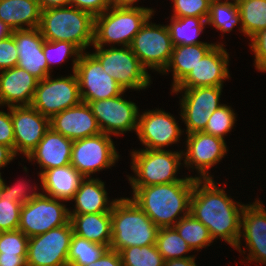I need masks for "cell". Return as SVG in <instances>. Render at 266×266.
Listing matches in <instances>:
<instances>
[{
    "mask_svg": "<svg viewBox=\"0 0 266 266\" xmlns=\"http://www.w3.org/2000/svg\"><path fill=\"white\" fill-rule=\"evenodd\" d=\"M10 112L0 111V144L10 147L14 151V129Z\"/></svg>",
    "mask_w": 266,
    "mask_h": 266,
    "instance_id": "cell-45",
    "label": "cell"
},
{
    "mask_svg": "<svg viewBox=\"0 0 266 266\" xmlns=\"http://www.w3.org/2000/svg\"><path fill=\"white\" fill-rule=\"evenodd\" d=\"M173 11L172 17H200L208 19L210 12V0H172Z\"/></svg>",
    "mask_w": 266,
    "mask_h": 266,
    "instance_id": "cell-40",
    "label": "cell"
},
{
    "mask_svg": "<svg viewBox=\"0 0 266 266\" xmlns=\"http://www.w3.org/2000/svg\"><path fill=\"white\" fill-rule=\"evenodd\" d=\"M11 119L14 129V153L17 155L22 152L28 157L50 129V118L31 105H23L11 106Z\"/></svg>",
    "mask_w": 266,
    "mask_h": 266,
    "instance_id": "cell-16",
    "label": "cell"
},
{
    "mask_svg": "<svg viewBox=\"0 0 266 266\" xmlns=\"http://www.w3.org/2000/svg\"><path fill=\"white\" fill-rule=\"evenodd\" d=\"M86 266H123L120 253L108 249L98 260Z\"/></svg>",
    "mask_w": 266,
    "mask_h": 266,
    "instance_id": "cell-47",
    "label": "cell"
},
{
    "mask_svg": "<svg viewBox=\"0 0 266 266\" xmlns=\"http://www.w3.org/2000/svg\"><path fill=\"white\" fill-rule=\"evenodd\" d=\"M0 73V105H31L39 80L18 66Z\"/></svg>",
    "mask_w": 266,
    "mask_h": 266,
    "instance_id": "cell-23",
    "label": "cell"
},
{
    "mask_svg": "<svg viewBox=\"0 0 266 266\" xmlns=\"http://www.w3.org/2000/svg\"><path fill=\"white\" fill-rule=\"evenodd\" d=\"M241 23V16L239 13L236 0L229 2L211 1L210 12L207 19V24L214 26L216 29L226 33L232 31L235 25Z\"/></svg>",
    "mask_w": 266,
    "mask_h": 266,
    "instance_id": "cell-35",
    "label": "cell"
},
{
    "mask_svg": "<svg viewBox=\"0 0 266 266\" xmlns=\"http://www.w3.org/2000/svg\"><path fill=\"white\" fill-rule=\"evenodd\" d=\"M3 182H4V180L2 179L1 174H0V191H1L2 186H3Z\"/></svg>",
    "mask_w": 266,
    "mask_h": 266,
    "instance_id": "cell-54",
    "label": "cell"
},
{
    "mask_svg": "<svg viewBox=\"0 0 266 266\" xmlns=\"http://www.w3.org/2000/svg\"><path fill=\"white\" fill-rule=\"evenodd\" d=\"M240 238L245 237L249 261L266 265V210L259 200L244 206Z\"/></svg>",
    "mask_w": 266,
    "mask_h": 266,
    "instance_id": "cell-22",
    "label": "cell"
},
{
    "mask_svg": "<svg viewBox=\"0 0 266 266\" xmlns=\"http://www.w3.org/2000/svg\"><path fill=\"white\" fill-rule=\"evenodd\" d=\"M70 222L75 235L110 248L111 213L70 214Z\"/></svg>",
    "mask_w": 266,
    "mask_h": 266,
    "instance_id": "cell-28",
    "label": "cell"
},
{
    "mask_svg": "<svg viewBox=\"0 0 266 266\" xmlns=\"http://www.w3.org/2000/svg\"><path fill=\"white\" fill-rule=\"evenodd\" d=\"M164 266H197L195 263V257L183 258V259H171L164 261Z\"/></svg>",
    "mask_w": 266,
    "mask_h": 266,
    "instance_id": "cell-51",
    "label": "cell"
},
{
    "mask_svg": "<svg viewBox=\"0 0 266 266\" xmlns=\"http://www.w3.org/2000/svg\"><path fill=\"white\" fill-rule=\"evenodd\" d=\"M137 1L139 0H110V4L112 7L118 8H145L140 6H133V4Z\"/></svg>",
    "mask_w": 266,
    "mask_h": 266,
    "instance_id": "cell-52",
    "label": "cell"
},
{
    "mask_svg": "<svg viewBox=\"0 0 266 266\" xmlns=\"http://www.w3.org/2000/svg\"><path fill=\"white\" fill-rule=\"evenodd\" d=\"M70 6L90 13L93 17L101 15L110 6V0H70Z\"/></svg>",
    "mask_w": 266,
    "mask_h": 266,
    "instance_id": "cell-46",
    "label": "cell"
},
{
    "mask_svg": "<svg viewBox=\"0 0 266 266\" xmlns=\"http://www.w3.org/2000/svg\"><path fill=\"white\" fill-rule=\"evenodd\" d=\"M146 149L163 150L164 146L177 143L182 135L174 117L165 111H146L138 117L136 131Z\"/></svg>",
    "mask_w": 266,
    "mask_h": 266,
    "instance_id": "cell-17",
    "label": "cell"
},
{
    "mask_svg": "<svg viewBox=\"0 0 266 266\" xmlns=\"http://www.w3.org/2000/svg\"><path fill=\"white\" fill-rule=\"evenodd\" d=\"M39 30L47 41H66L81 52L94 41V17L73 6L42 10Z\"/></svg>",
    "mask_w": 266,
    "mask_h": 266,
    "instance_id": "cell-4",
    "label": "cell"
},
{
    "mask_svg": "<svg viewBox=\"0 0 266 266\" xmlns=\"http://www.w3.org/2000/svg\"><path fill=\"white\" fill-rule=\"evenodd\" d=\"M192 250H200L213 243L208 228L190 213L173 226Z\"/></svg>",
    "mask_w": 266,
    "mask_h": 266,
    "instance_id": "cell-33",
    "label": "cell"
},
{
    "mask_svg": "<svg viewBox=\"0 0 266 266\" xmlns=\"http://www.w3.org/2000/svg\"><path fill=\"white\" fill-rule=\"evenodd\" d=\"M176 94L184 91L181 100V119L186 124V133L202 132L219 104L222 86L172 89Z\"/></svg>",
    "mask_w": 266,
    "mask_h": 266,
    "instance_id": "cell-14",
    "label": "cell"
},
{
    "mask_svg": "<svg viewBox=\"0 0 266 266\" xmlns=\"http://www.w3.org/2000/svg\"><path fill=\"white\" fill-rule=\"evenodd\" d=\"M43 52L48 64V69L51 70L52 63H62L69 56L75 55L73 59V68L76 69V62L78 61L81 51L72 43L66 41H47L44 40Z\"/></svg>",
    "mask_w": 266,
    "mask_h": 266,
    "instance_id": "cell-37",
    "label": "cell"
},
{
    "mask_svg": "<svg viewBox=\"0 0 266 266\" xmlns=\"http://www.w3.org/2000/svg\"><path fill=\"white\" fill-rule=\"evenodd\" d=\"M96 51L92 53L101 63L107 74L123 88L146 89L150 84V75L140 64L137 56L132 52L130 46H122L120 49L111 47L94 46Z\"/></svg>",
    "mask_w": 266,
    "mask_h": 266,
    "instance_id": "cell-7",
    "label": "cell"
},
{
    "mask_svg": "<svg viewBox=\"0 0 266 266\" xmlns=\"http://www.w3.org/2000/svg\"><path fill=\"white\" fill-rule=\"evenodd\" d=\"M109 248L73 233L67 256L68 266H86L98 260Z\"/></svg>",
    "mask_w": 266,
    "mask_h": 266,
    "instance_id": "cell-32",
    "label": "cell"
},
{
    "mask_svg": "<svg viewBox=\"0 0 266 266\" xmlns=\"http://www.w3.org/2000/svg\"><path fill=\"white\" fill-rule=\"evenodd\" d=\"M118 158L110 135L102 132L72 143L70 164L84 178L90 177L96 171L112 167Z\"/></svg>",
    "mask_w": 266,
    "mask_h": 266,
    "instance_id": "cell-12",
    "label": "cell"
},
{
    "mask_svg": "<svg viewBox=\"0 0 266 266\" xmlns=\"http://www.w3.org/2000/svg\"><path fill=\"white\" fill-rule=\"evenodd\" d=\"M83 53L75 63L82 102L117 97L125 92L115 79L105 72L93 54Z\"/></svg>",
    "mask_w": 266,
    "mask_h": 266,
    "instance_id": "cell-13",
    "label": "cell"
},
{
    "mask_svg": "<svg viewBox=\"0 0 266 266\" xmlns=\"http://www.w3.org/2000/svg\"><path fill=\"white\" fill-rule=\"evenodd\" d=\"M26 186L28 185H25V183L20 182L17 185L15 184V186L9 187L6 185V183L3 182V186L0 191V197H9L11 198L12 202H18L23 205L43 195V193L37 192H33L30 194L27 191L28 188ZM26 192H28L29 194Z\"/></svg>",
    "mask_w": 266,
    "mask_h": 266,
    "instance_id": "cell-43",
    "label": "cell"
},
{
    "mask_svg": "<svg viewBox=\"0 0 266 266\" xmlns=\"http://www.w3.org/2000/svg\"><path fill=\"white\" fill-rule=\"evenodd\" d=\"M156 246L164 261L194 257L183 254L192 251L174 227L159 228Z\"/></svg>",
    "mask_w": 266,
    "mask_h": 266,
    "instance_id": "cell-34",
    "label": "cell"
},
{
    "mask_svg": "<svg viewBox=\"0 0 266 266\" xmlns=\"http://www.w3.org/2000/svg\"><path fill=\"white\" fill-rule=\"evenodd\" d=\"M39 176L45 195L60 201H71L84 179L71 164L45 170Z\"/></svg>",
    "mask_w": 266,
    "mask_h": 266,
    "instance_id": "cell-26",
    "label": "cell"
},
{
    "mask_svg": "<svg viewBox=\"0 0 266 266\" xmlns=\"http://www.w3.org/2000/svg\"><path fill=\"white\" fill-rule=\"evenodd\" d=\"M71 222L28 239L27 266H68Z\"/></svg>",
    "mask_w": 266,
    "mask_h": 266,
    "instance_id": "cell-11",
    "label": "cell"
},
{
    "mask_svg": "<svg viewBox=\"0 0 266 266\" xmlns=\"http://www.w3.org/2000/svg\"><path fill=\"white\" fill-rule=\"evenodd\" d=\"M121 95L88 103L104 134L118 136L133 129L137 131L140 116L138 107L135 103L123 99Z\"/></svg>",
    "mask_w": 266,
    "mask_h": 266,
    "instance_id": "cell-15",
    "label": "cell"
},
{
    "mask_svg": "<svg viewBox=\"0 0 266 266\" xmlns=\"http://www.w3.org/2000/svg\"><path fill=\"white\" fill-rule=\"evenodd\" d=\"M235 119L234 111L224 104L213 112L202 132L224 139L223 136L233 129Z\"/></svg>",
    "mask_w": 266,
    "mask_h": 266,
    "instance_id": "cell-38",
    "label": "cell"
},
{
    "mask_svg": "<svg viewBox=\"0 0 266 266\" xmlns=\"http://www.w3.org/2000/svg\"><path fill=\"white\" fill-rule=\"evenodd\" d=\"M187 150L183 153L184 164L187 167L195 166L200 173L196 179H212L208 169L211 168L227 153L225 140L203 132L187 134ZM185 153V154H184ZM192 164V165H191Z\"/></svg>",
    "mask_w": 266,
    "mask_h": 266,
    "instance_id": "cell-18",
    "label": "cell"
},
{
    "mask_svg": "<svg viewBox=\"0 0 266 266\" xmlns=\"http://www.w3.org/2000/svg\"><path fill=\"white\" fill-rule=\"evenodd\" d=\"M112 239L110 248L120 252L132 246L155 245L159 228L129 198L116 199L111 209Z\"/></svg>",
    "mask_w": 266,
    "mask_h": 266,
    "instance_id": "cell-3",
    "label": "cell"
},
{
    "mask_svg": "<svg viewBox=\"0 0 266 266\" xmlns=\"http://www.w3.org/2000/svg\"><path fill=\"white\" fill-rule=\"evenodd\" d=\"M123 266H164V259L155 245L132 246L120 252Z\"/></svg>",
    "mask_w": 266,
    "mask_h": 266,
    "instance_id": "cell-36",
    "label": "cell"
},
{
    "mask_svg": "<svg viewBox=\"0 0 266 266\" xmlns=\"http://www.w3.org/2000/svg\"><path fill=\"white\" fill-rule=\"evenodd\" d=\"M50 77L38 81L31 102L32 107L48 118L82 102L75 71L67 77L53 80Z\"/></svg>",
    "mask_w": 266,
    "mask_h": 266,
    "instance_id": "cell-8",
    "label": "cell"
},
{
    "mask_svg": "<svg viewBox=\"0 0 266 266\" xmlns=\"http://www.w3.org/2000/svg\"><path fill=\"white\" fill-rule=\"evenodd\" d=\"M59 199L43 194L23 204L18 229L28 238L70 222L69 211Z\"/></svg>",
    "mask_w": 266,
    "mask_h": 266,
    "instance_id": "cell-10",
    "label": "cell"
},
{
    "mask_svg": "<svg viewBox=\"0 0 266 266\" xmlns=\"http://www.w3.org/2000/svg\"><path fill=\"white\" fill-rule=\"evenodd\" d=\"M153 11L150 8L110 6L101 15L94 17L93 46L104 47L107 43L130 46L142 25L151 18Z\"/></svg>",
    "mask_w": 266,
    "mask_h": 266,
    "instance_id": "cell-5",
    "label": "cell"
},
{
    "mask_svg": "<svg viewBox=\"0 0 266 266\" xmlns=\"http://www.w3.org/2000/svg\"><path fill=\"white\" fill-rule=\"evenodd\" d=\"M12 34L11 29L0 20V40Z\"/></svg>",
    "mask_w": 266,
    "mask_h": 266,
    "instance_id": "cell-53",
    "label": "cell"
},
{
    "mask_svg": "<svg viewBox=\"0 0 266 266\" xmlns=\"http://www.w3.org/2000/svg\"><path fill=\"white\" fill-rule=\"evenodd\" d=\"M28 237L19 229L0 233V253L27 255Z\"/></svg>",
    "mask_w": 266,
    "mask_h": 266,
    "instance_id": "cell-39",
    "label": "cell"
},
{
    "mask_svg": "<svg viewBox=\"0 0 266 266\" xmlns=\"http://www.w3.org/2000/svg\"><path fill=\"white\" fill-rule=\"evenodd\" d=\"M22 205L12 202L9 197H0V230H17L20 222Z\"/></svg>",
    "mask_w": 266,
    "mask_h": 266,
    "instance_id": "cell-41",
    "label": "cell"
},
{
    "mask_svg": "<svg viewBox=\"0 0 266 266\" xmlns=\"http://www.w3.org/2000/svg\"><path fill=\"white\" fill-rule=\"evenodd\" d=\"M73 141L51 128L44 134L36 148L29 154L27 159L37 160L42 167L41 174L45 170L63 167L70 164Z\"/></svg>",
    "mask_w": 266,
    "mask_h": 266,
    "instance_id": "cell-24",
    "label": "cell"
},
{
    "mask_svg": "<svg viewBox=\"0 0 266 266\" xmlns=\"http://www.w3.org/2000/svg\"><path fill=\"white\" fill-rule=\"evenodd\" d=\"M85 179L87 180L85 181ZM73 200L76 207L74 211H69V214L111 213L115 202V200L108 201L104 182L91 177L81 181Z\"/></svg>",
    "mask_w": 266,
    "mask_h": 266,
    "instance_id": "cell-27",
    "label": "cell"
},
{
    "mask_svg": "<svg viewBox=\"0 0 266 266\" xmlns=\"http://www.w3.org/2000/svg\"><path fill=\"white\" fill-rule=\"evenodd\" d=\"M216 44L178 45L173 46L170 62L163 71L164 74L173 69V88L174 89L187 75L195 68L199 61L215 46Z\"/></svg>",
    "mask_w": 266,
    "mask_h": 266,
    "instance_id": "cell-29",
    "label": "cell"
},
{
    "mask_svg": "<svg viewBox=\"0 0 266 266\" xmlns=\"http://www.w3.org/2000/svg\"><path fill=\"white\" fill-rule=\"evenodd\" d=\"M169 25H166L173 46L203 44L196 38L207 24L205 18L200 17H172Z\"/></svg>",
    "mask_w": 266,
    "mask_h": 266,
    "instance_id": "cell-30",
    "label": "cell"
},
{
    "mask_svg": "<svg viewBox=\"0 0 266 266\" xmlns=\"http://www.w3.org/2000/svg\"><path fill=\"white\" fill-rule=\"evenodd\" d=\"M15 157L16 155L10 147L0 144V168L5 167Z\"/></svg>",
    "mask_w": 266,
    "mask_h": 266,
    "instance_id": "cell-49",
    "label": "cell"
},
{
    "mask_svg": "<svg viewBox=\"0 0 266 266\" xmlns=\"http://www.w3.org/2000/svg\"><path fill=\"white\" fill-rule=\"evenodd\" d=\"M42 10L70 5V0H38Z\"/></svg>",
    "mask_w": 266,
    "mask_h": 266,
    "instance_id": "cell-50",
    "label": "cell"
},
{
    "mask_svg": "<svg viewBox=\"0 0 266 266\" xmlns=\"http://www.w3.org/2000/svg\"><path fill=\"white\" fill-rule=\"evenodd\" d=\"M183 151L172 152L163 150L142 149L132 151V170L135 177H128L131 186H150L173 183L180 180H197L196 177L177 178L175 174Z\"/></svg>",
    "mask_w": 266,
    "mask_h": 266,
    "instance_id": "cell-6",
    "label": "cell"
},
{
    "mask_svg": "<svg viewBox=\"0 0 266 266\" xmlns=\"http://www.w3.org/2000/svg\"><path fill=\"white\" fill-rule=\"evenodd\" d=\"M27 255H3L0 253V266H27Z\"/></svg>",
    "mask_w": 266,
    "mask_h": 266,
    "instance_id": "cell-48",
    "label": "cell"
},
{
    "mask_svg": "<svg viewBox=\"0 0 266 266\" xmlns=\"http://www.w3.org/2000/svg\"><path fill=\"white\" fill-rule=\"evenodd\" d=\"M250 39V47L255 53V67L264 72L266 71V28L258 31Z\"/></svg>",
    "mask_w": 266,
    "mask_h": 266,
    "instance_id": "cell-44",
    "label": "cell"
},
{
    "mask_svg": "<svg viewBox=\"0 0 266 266\" xmlns=\"http://www.w3.org/2000/svg\"><path fill=\"white\" fill-rule=\"evenodd\" d=\"M17 64V47L13 34H10L0 40V71L16 67Z\"/></svg>",
    "mask_w": 266,
    "mask_h": 266,
    "instance_id": "cell-42",
    "label": "cell"
},
{
    "mask_svg": "<svg viewBox=\"0 0 266 266\" xmlns=\"http://www.w3.org/2000/svg\"><path fill=\"white\" fill-rule=\"evenodd\" d=\"M18 53L17 66L23 68L38 80L50 75L43 52L44 38L39 28L12 31Z\"/></svg>",
    "mask_w": 266,
    "mask_h": 266,
    "instance_id": "cell-21",
    "label": "cell"
},
{
    "mask_svg": "<svg viewBox=\"0 0 266 266\" xmlns=\"http://www.w3.org/2000/svg\"><path fill=\"white\" fill-rule=\"evenodd\" d=\"M149 21L150 18L142 25L130 48L146 70L148 67L163 73L170 62L173 44L167 26Z\"/></svg>",
    "mask_w": 266,
    "mask_h": 266,
    "instance_id": "cell-9",
    "label": "cell"
},
{
    "mask_svg": "<svg viewBox=\"0 0 266 266\" xmlns=\"http://www.w3.org/2000/svg\"><path fill=\"white\" fill-rule=\"evenodd\" d=\"M196 180H180L150 186H132L131 199L158 228L173 227L190 210V198ZM181 213V217L179 216Z\"/></svg>",
    "mask_w": 266,
    "mask_h": 266,
    "instance_id": "cell-2",
    "label": "cell"
},
{
    "mask_svg": "<svg viewBox=\"0 0 266 266\" xmlns=\"http://www.w3.org/2000/svg\"><path fill=\"white\" fill-rule=\"evenodd\" d=\"M228 55L223 44L215 45L174 89L223 86L230 77Z\"/></svg>",
    "mask_w": 266,
    "mask_h": 266,
    "instance_id": "cell-19",
    "label": "cell"
},
{
    "mask_svg": "<svg viewBox=\"0 0 266 266\" xmlns=\"http://www.w3.org/2000/svg\"><path fill=\"white\" fill-rule=\"evenodd\" d=\"M50 128L72 141L101 133L91 107L85 102L53 115Z\"/></svg>",
    "mask_w": 266,
    "mask_h": 266,
    "instance_id": "cell-20",
    "label": "cell"
},
{
    "mask_svg": "<svg viewBox=\"0 0 266 266\" xmlns=\"http://www.w3.org/2000/svg\"><path fill=\"white\" fill-rule=\"evenodd\" d=\"M41 12L38 0H0V20L11 31L39 28Z\"/></svg>",
    "mask_w": 266,
    "mask_h": 266,
    "instance_id": "cell-25",
    "label": "cell"
},
{
    "mask_svg": "<svg viewBox=\"0 0 266 266\" xmlns=\"http://www.w3.org/2000/svg\"><path fill=\"white\" fill-rule=\"evenodd\" d=\"M241 16V32L248 37L266 28V0H236Z\"/></svg>",
    "mask_w": 266,
    "mask_h": 266,
    "instance_id": "cell-31",
    "label": "cell"
},
{
    "mask_svg": "<svg viewBox=\"0 0 266 266\" xmlns=\"http://www.w3.org/2000/svg\"><path fill=\"white\" fill-rule=\"evenodd\" d=\"M244 206L239 202L235 204L213 179H197L190 198L189 213L208 228L213 240L219 236L241 252L240 232Z\"/></svg>",
    "mask_w": 266,
    "mask_h": 266,
    "instance_id": "cell-1",
    "label": "cell"
}]
</instances>
